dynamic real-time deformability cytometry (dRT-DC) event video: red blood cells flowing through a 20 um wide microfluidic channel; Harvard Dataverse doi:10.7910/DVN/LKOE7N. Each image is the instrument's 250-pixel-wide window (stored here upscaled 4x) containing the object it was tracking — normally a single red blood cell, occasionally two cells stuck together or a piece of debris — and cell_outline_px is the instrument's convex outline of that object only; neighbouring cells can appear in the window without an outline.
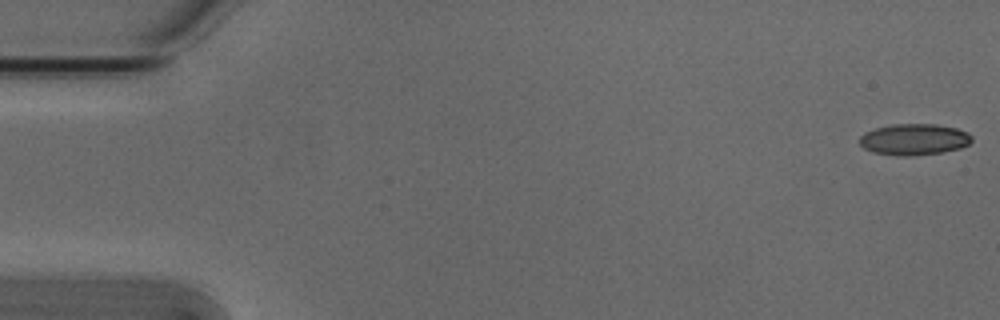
{"species": "Egyptian fruit bat (a non-hibernating species)", "species_latin": "Rousettus aegyptiacus", "temperature_condition": "cold", "stored_images_in_passage": 51, "camera_frame_rate_fps": 3000, "um_per_image_px": 0.085, "animal": {"sex": "male"}, "frame": {"image": 1, "passage_image": 1, "time_ms": 0.0, "image_size_px": [1000, 320], "cell_outline_px": [[972, 140], [968, 144], [960, 148], [940, 152], [912, 156], [896, 156], [872, 152], [864, 148], [860, 144], [860, 136], [864, 132], [876, 128], [892, 124], [936, 124], [956, 128], [968, 132], [972, 136]], "centroid_in_image_um": [77.68, 11.85], "position_along_channel_um": 7.3, "area_um2": 20.52}}
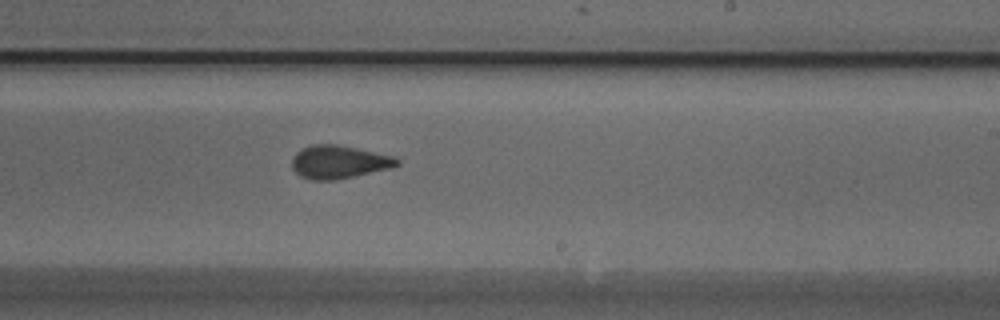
{"frame": {"image": 2, "passage_image": 32, "time_ms": 10.333, "image_size_px": [1000, 320], "cell_outline_px": [[400, 164], [392, 168], [336, 180], [312, 180], [300, 176], [292, 168], [292, 156], [296, 152], [312, 144], [336, 144], [396, 156], [400, 160]], "centroid_in_image_um": [28.83, 13.77], "position_along_channel_um": 260.2, "area_um2": 20.46}}
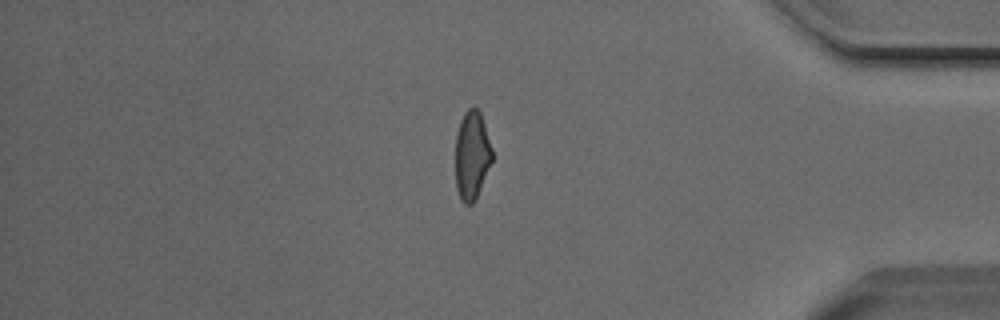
{"frame": {"image": 3, "passage_image": 45, "time_ms": 14.667, "image_size_px": [1000, 320], "cell_outline_px": [[492, 160], [476, 200], [472, 204], [464, 204], [456, 188], [456, 132], [460, 120], [464, 112], [472, 104], [480, 112], [492, 148]], "centroid_in_image_um": [40.1, 13.18], "position_along_channel_um": 395.1, "area_um2": 19.02}, "authors_computed_cell_mechanics": {"area_um2": 20.4612, "velocity_mm_per_s": 3.8456, "shape_relaxation_time_tau1_ms": 5.9039, "shape_relaxation_time_tau2_ms": 1.6826, "deformation_change_tau1": 0.1459, "deformation_change_tau2": 0.0746}}